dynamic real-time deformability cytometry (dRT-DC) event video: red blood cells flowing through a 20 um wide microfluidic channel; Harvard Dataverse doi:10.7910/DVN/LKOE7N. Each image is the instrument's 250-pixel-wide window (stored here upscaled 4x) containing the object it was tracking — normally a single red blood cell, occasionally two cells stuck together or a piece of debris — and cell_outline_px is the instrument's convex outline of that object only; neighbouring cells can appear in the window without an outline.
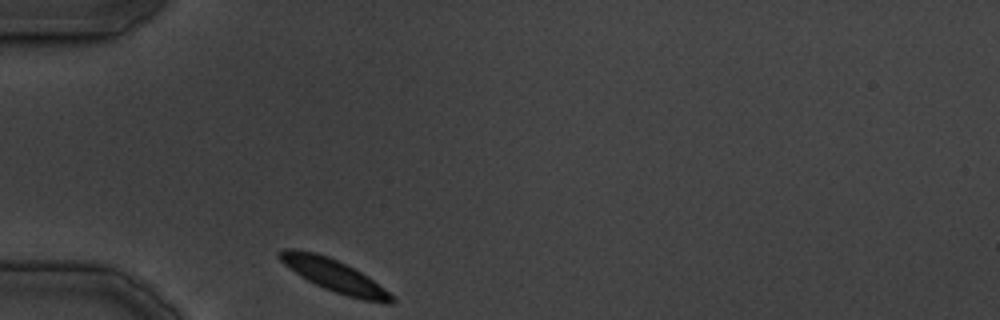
{"species": "common noctule bat (a hibernating species)", "species_latin": "Nyctalus noctula", "temperature_condition": "cold", "stored_images_in_passage": 23, "camera_frame_rate_fps": 3000, "um_per_image_px": 0.085, "animal": {"sex": "male", "body_mass_g": 19.5, "forearm_length_mm": 54.6}, "frame": {"image": 1, "passage_image": 1, "time_ms": 0.0, "image_size_px": [1000, 320], "cell_outline_px": [[396, 300], [392, 304], [364, 300], [348, 296], [324, 288], [308, 280], [284, 264], [276, 256], [276, 252], [284, 248], [296, 248], [316, 252], [328, 256], [368, 276], [384, 288]], "centroid_in_image_um": [28.37, 23.39], "position_along_channel_um": 56.6, "area_um2": 20.87}}
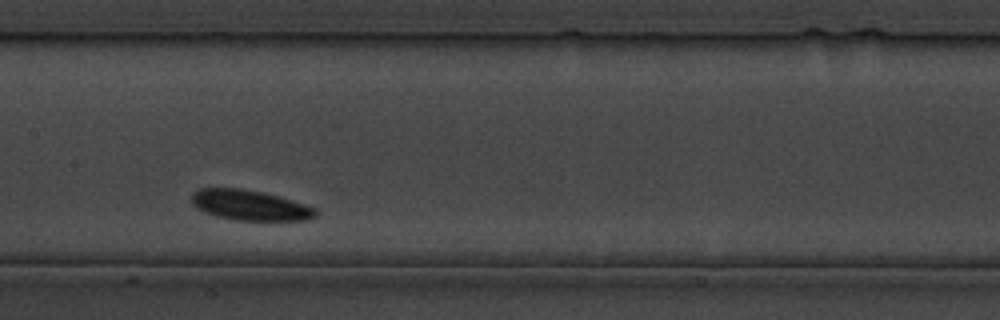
{"frame": {"image": 2, "passage_image": 10, "time_ms": 11.0, "image_size_px": [1000, 320], "cell_outline_px": [[316, 216], [308, 220], [236, 220], [216, 216], [204, 212], [192, 204], [192, 192], [200, 188], [240, 188], [260, 192], [276, 196], [304, 204], [316, 208]], "centroid_in_image_um": [21.21, 17.44], "position_along_channel_um": 186.2, "area_um2": 21.62}}